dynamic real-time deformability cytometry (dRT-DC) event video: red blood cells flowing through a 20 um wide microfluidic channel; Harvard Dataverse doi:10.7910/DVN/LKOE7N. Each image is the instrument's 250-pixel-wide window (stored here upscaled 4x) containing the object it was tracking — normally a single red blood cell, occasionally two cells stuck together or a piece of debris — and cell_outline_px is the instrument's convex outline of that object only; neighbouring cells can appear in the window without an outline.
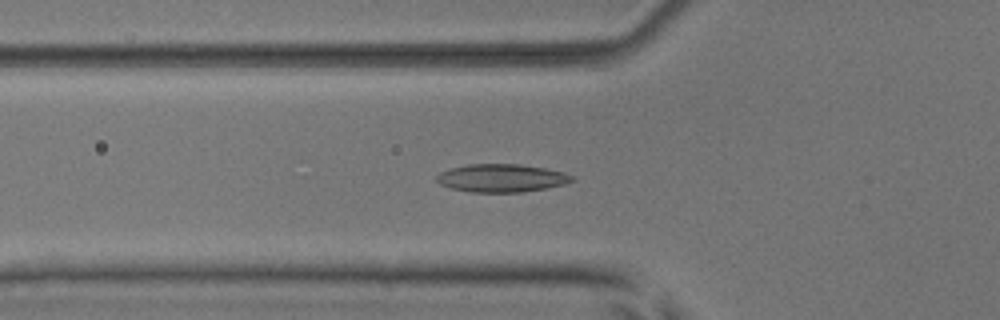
{"species": "common noctule bat (a hibernating species)", "species_latin": "Nyctalus noctula", "temperature_condition": "room temperature", "stored_images_in_passage": 45, "camera_frame_rate_fps": 3000, "um_per_image_px": 0.085, "animal": {"sex": "male", "body_mass_g": 17.9, "forearm_length_mm": 54.2}, "frame": {"image": 1, "passage_image": 11, "time_ms": 3.333, "image_size_px": [1000, 320], "cell_outline_px": [[576, 180], [564, 184], [544, 188], [520, 192], [472, 192], [452, 188], [440, 184], [436, 180], [436, 176], [440, 172], [452, 168], [468, 164], [520, 164], [544, 168], [564, 172], [572, 176]], "centroid_in_image_um": [42.63, 15.13], "position_along_channel_um": 83.2, "area_um2": 21.91}}
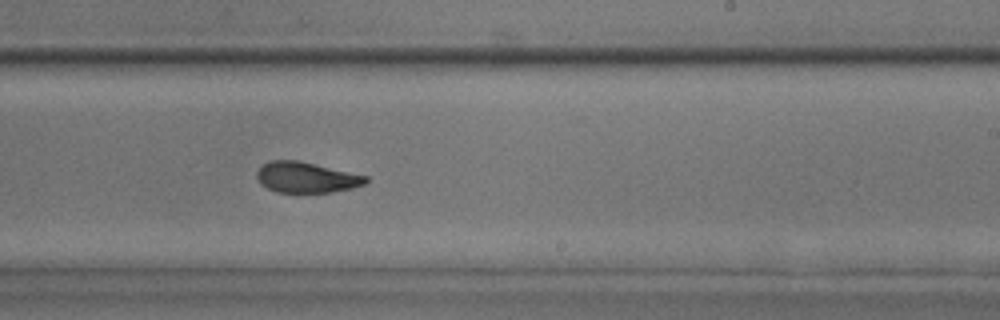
{"frame": {"image": 2, "passage_image": 25, "time_ms": 8.0, "image_size_px": [1000, 320], "cell_outline_px": [[368, 184], [352, 188], [332, 192], [276, 192], [260, 184], [256, 176], [256, 172], [268, 160], [300, 160], [368, 176]], "centroid_in_image_um": [26.06, 15.07], "position_along_channel_um": 262.9, "area_um2": 19.65}}
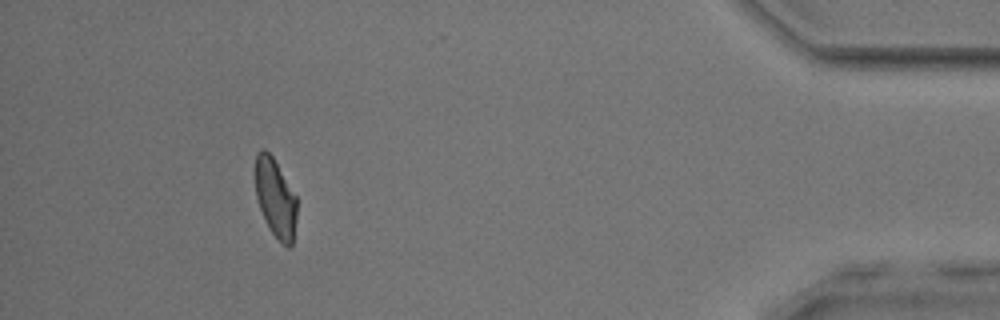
{"frame": {"image": 3, "passage_image": 41, "time_ms": 13.333, "image_size_px": [1000, 320], "cell_outline_px": [[296, 220], [292, 248], [288, 248], [272, 232], [264, 220], [256, 196], [256, 152], [260, 148], [264, 148], [272, 156], [296, 196]], "centroid_in_image_um": [23.41, 16.84], "position_along_channel_um": 411.8, "area_um2": 18.84}, "authors_computed_cell_mechanics": {"area_um2": 20.3456, "velocity_mm_per_s": 3.8599, "shape_relaxation_time_tau1_ms": 5.3306, "shape_relaxation_time_tau2_ms": 2.192, "deformation_change_tau1": 0.1517, "deformation_change_tau2": 0.0761}}